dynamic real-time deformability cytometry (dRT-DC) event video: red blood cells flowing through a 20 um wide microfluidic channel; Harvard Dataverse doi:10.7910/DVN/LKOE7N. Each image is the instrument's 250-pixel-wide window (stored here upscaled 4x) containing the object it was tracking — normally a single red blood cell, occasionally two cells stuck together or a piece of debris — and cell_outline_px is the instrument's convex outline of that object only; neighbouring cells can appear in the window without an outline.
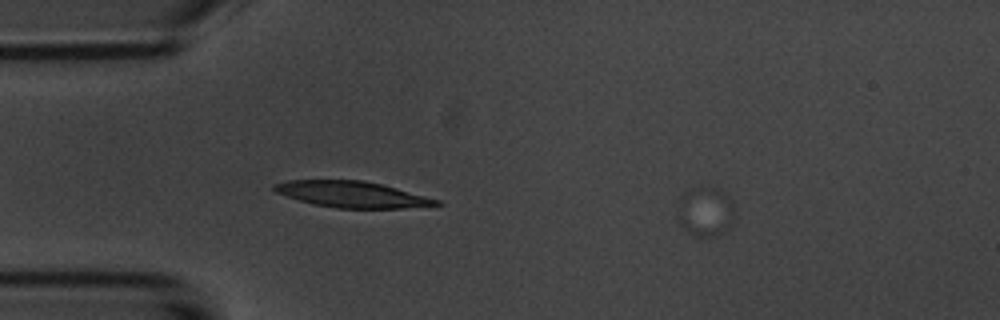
{"species": "common noctule bat (a hibernating species)", "species_latin": "Nyctalus noctula", "temperature_condition": "room temperature", "stored_images_in_passage": 10, "camera_frame_rate_fps": 3000, "um_per_image_px": 0.085, "animal": {"sex": "male", "body_mass_g": 20.1, "forearm_length_mm": 53.5}, "frame": {"image": 1, "passage_image": 2, "time_ms": 0.333, "image_size_px": [1000, 320], "cell_outline_px": [[732, 216], [728, 228], [724, 232], [716, 236], [696, 236], [688, 232], [680, 224], [680, 196], [688, 188], [700, 184], [720, 188], [732, 200]], "centroid_in_image_um": [59.96, 17.91], "position_along_channel_um": 25.0, "area_um2": 16.47}}